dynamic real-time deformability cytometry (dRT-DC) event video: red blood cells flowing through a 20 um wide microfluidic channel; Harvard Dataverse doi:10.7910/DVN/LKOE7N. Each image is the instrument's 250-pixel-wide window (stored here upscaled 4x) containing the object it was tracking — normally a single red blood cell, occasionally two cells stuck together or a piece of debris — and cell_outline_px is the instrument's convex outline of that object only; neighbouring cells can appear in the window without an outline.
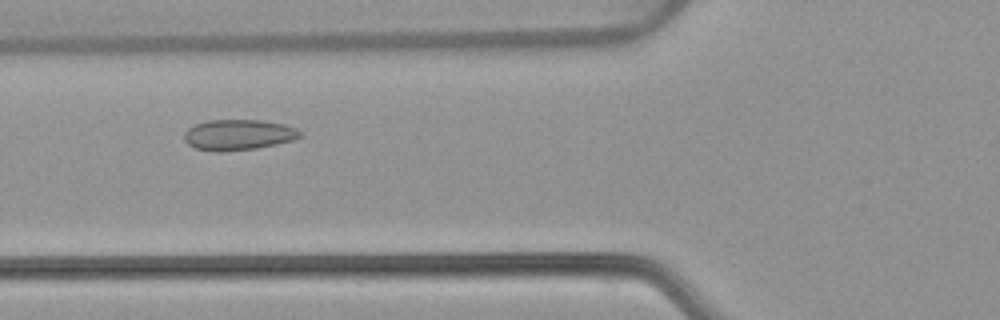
{"species": "common noctule bat (a hibernating species)", "species_latin": "Nyctalus noctula", "temperature_condition": "warm", "stored_images_in_passage": 48, "camera_frame_rate_fps": 3000, "um_per_image_px": 0.085, "animal": {"sex": "female", "body_mass_g": 22.7, "forearm_length_mm": 54.2}, "frame": {"image": 1, "passage_image": 15, "time_ms": 4.667, "image_size_px": [1000, 320], "cell_outline_px": [[304, 136], [292, 140], [276, 144], [256, 148], [220, 152], [216, 152], [196, 148], [188, 144], [184, 140], [184, 132], [188, 128], [196, 124], [208, 120], [260, 120], [284, 124], [296, 128]], "centroid_in_image_um": [20.26, 11.46], "position_along_channel_um": 105.5, "area_um2": 20.69}}
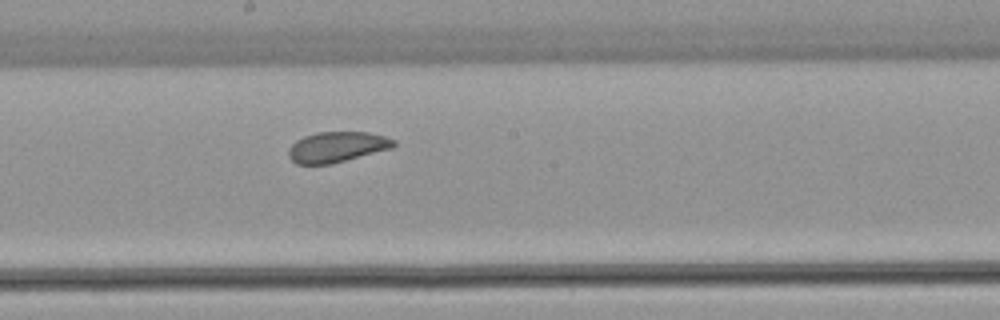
{"frame": {"image": 2, "passage_image": 24, "time_ms": 7.667, "image_size_px": [1000, 320], "cell_outline_px": [[396, 144], [392, 148], [332, 164], [296, 164], [288, 156], [288, 148], [296, 140], [304, 136], [316, 132], [368, 132], [384, 136], [396, 140]], "centroid_in_image_um": [28.63, 12.49], "position_along_channel_um": 219.6, "area_um2": 18.79}}
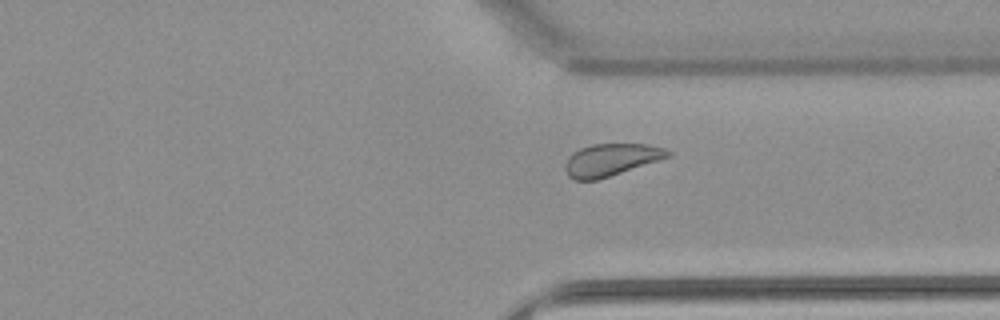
{"frame": {"image": 3, "passage_image": 35, "time_ms": 11.333, "image_size_px": [1000, 320], "cell_outline_px": [[672, 156], [596, 180], [576, 180], [568, 176], [564, 168], [564, 164], [568, 156], [572, 152], [580, 148], [592, 144], [648, 144], [664, 148], [672, 152]], "centroid_in_image_um": [51.92, 13.57], "position_along_channel_um": 359.5, "area_um2": 19.31}, "authors_computed_cell_mechanics": {"area_um2": 20.7502, "velocity_mm_per_s": 3.813, "shape_relaxation_time_tau1_ms": null, "shape_relaxation_time_tau2_ms": 2.7481, "deformation_change_tau1": null, "deformation_change_tau2": 0.0702}}